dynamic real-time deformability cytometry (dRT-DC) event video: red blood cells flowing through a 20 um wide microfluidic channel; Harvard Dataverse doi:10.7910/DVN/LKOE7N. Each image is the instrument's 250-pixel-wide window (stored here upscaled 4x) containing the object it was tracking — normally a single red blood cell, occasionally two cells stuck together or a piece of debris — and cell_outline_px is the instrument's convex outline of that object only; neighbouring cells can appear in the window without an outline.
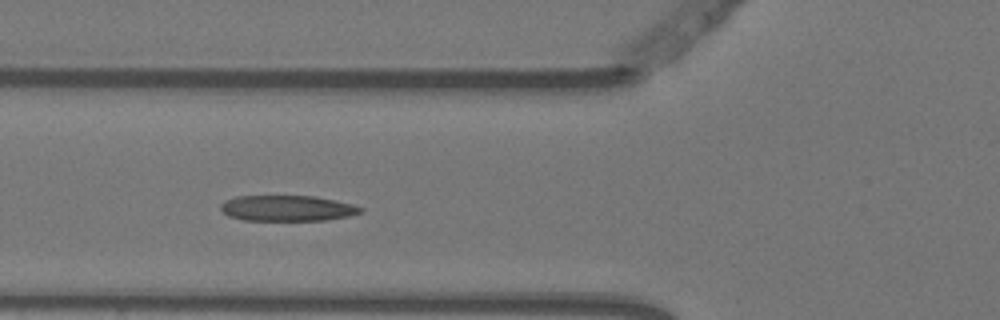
{"species": "Egyptian fruit bat (a non-hibernating species)", "species_latin": "Rousettus aegyptiacus", "temperature_condition": "warm", "stored_images_in_passage": 7, "camera_frame_rate_fps": 3000, "um_per_image_px": 0.085, "animal": {"sex": "female"}, "frame": {"image": 1, "passage_image": 4, "time_ms": 1.0, "image_size_px": [1000, 320], "cell_outline_px": [[364, 208], [360, 212], [348, 216], [328, 220], [244, 220], [228, 216], [220, 208], [220, 204], [236, 196], [316, 196], [352, 204]], "centroid_in_image_um": [24.42, 17.7], "position_along_channel_um": 101.4, "area_um2": 20.81}}
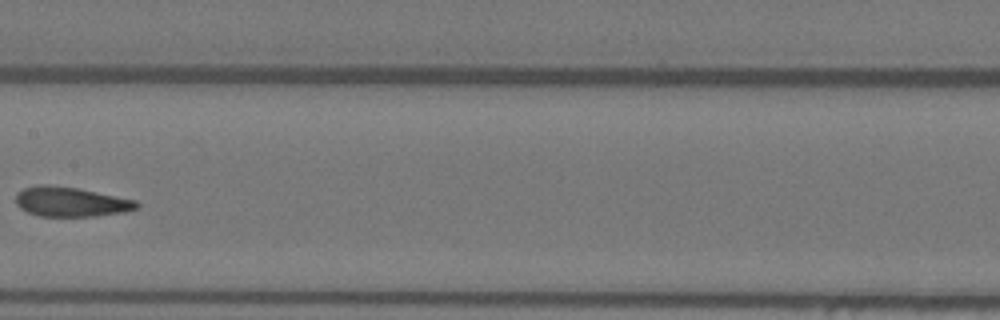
{"frame": {"image": 2, "passage_image": 6, "time_ms": 1.667, "image_size_px": [1000, 320], "cell_outline_px": [[140, 208], [124, 212], [96, 216], [40, 216], [28, 212], [20, 208], [16, 204], [16, 192], [24, 188], [40, 184], [48, 184], [76, 188], [136, 200], [140, 204]], "centroid_in_image_um": [6.02, 17.15], "position_along_channel_um": 201.4, "area_um2": 20.92}}
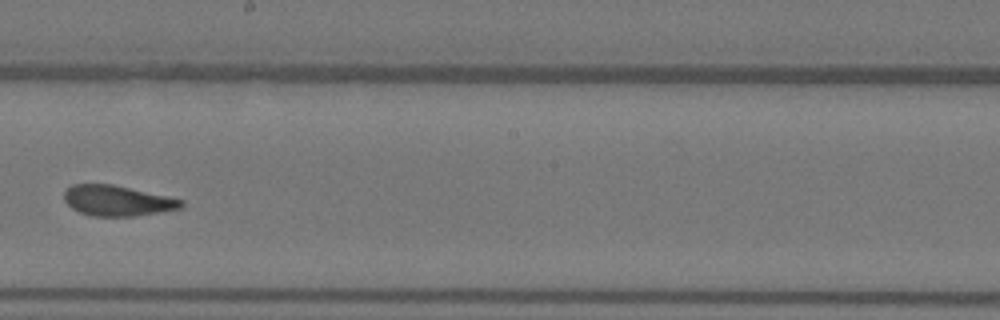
{"frame": {"image": 3, "passage_image": 7, "time_ms": 2.0, "image_size_px": [1000, 320], "cell_outline_px": [[184, 204], [180, 208], [160, 212], [136, 216], [96, 216], [80, 212], [72, 208], [64, 200], [64, 192], [72, 184], [112, 184], [184, 200]], "centroid_in_image_um": [9.97, 17.06], "position_along_channel_um": 238.2, "area_um2": 20.58}}